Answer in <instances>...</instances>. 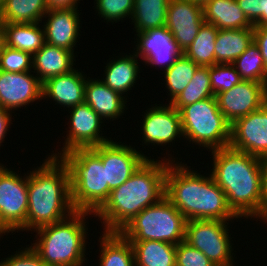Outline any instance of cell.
<instances>
[{"label":"cell","mask_w":267,"mask_h":266,"mask_svg":"<svg viewBox=\"0 0 267 266\" xmlns=\"http://www.w3.org/2000/svg\"><path fill=\"white\" fill-rule=\"evenodd\" d=\"M4 45H5L4 28H3V23L0 21V52L2 51Z\"/></svg>","instance_id":"obj_45"},{"label":"cell","mask_w":267,"mask_h":266,"mask_svg":"<svg viewBox=\"0 0 267 266\" xmlns=\"http://www.w3.org/2000/svg\"><path fill=\"white\" fill-rule=\"evenodd\" d=\"M253 26H267V0H236Z\"/></svg>","instance_id":"obj_39"},{"label":"cell","mask_w":267,"mask_h":266,"mask_svg":"<svg viewBox=\"0 0 267 266\" xmlns=\"http://www.w3.org/2000/svg\"><path fill=\"white\" fill-rule=\"evenodd\" d=\"M229 146L261 159L267 158V102L231 124Z\"/></svg>","instance_id":"obj_14"},{"label":"cell","mask_w":267,"mask_h":266,"mask_svg":"<svg viewBox=\"0 0 267 266\" xmlns=\"http://www.w3.org/2000/svg\"><path fill=\"white\" fill-rule=\"evenodd\" d=\"M211 176L224 191L229 207L239 217L263 220L262 159L230 146L211 151Z\"/></svg>","instance_id":"obj_2"},{"label":"cell","mask_w":267,"mask_h":266,"mask_svg":"<svg viewBox=\"0 0 267 266\" xmlns=\"http://www.w3.org/2000/svg\"><path fill=\"white\" fill-rule=\"evenodd\" d=\"M176 162V163H175ZM179 161L170 162L165 175V197L188 220L239 218L229 207L224 191L212 178L189 169ZM187 166V167H186Z\"/></svg>","instance_id":"obj_3"},{"label":"cell","mask_w":267,"mask_h":266,"mask_svg":"<svg viewBox=\"0 0 267 266\" xmlns=\"http://www.w3.org/2000/svg\"><path fill=\"white\" fill-rule=\"evenodd\" d=\"M136 40L134 53L154 67L163 66L166 70L183 54L166 27L138 33Z\"/></svg>","instance_id":"obj_16"},{"label":"cell","mask_w":267,"mask_h":266,"mask_svg":"<svg viewBox=\"0 0 267 266\" xmlns=\"http://www.w3.org/2000/svg\"><path fill=\"white\" fill-rule=\"evenodd\" d=\"M59 157L69 172L73 208L95 214L111 193L101 158L91 148H76Z\"/></svg>","instance_id":"obj_6"},{"label":"cell","mask_w":267,"mask_h":266,"mask_svg":"<svg viewBox=\"0 0 267 266\" xmlns=\"http://www.w3.org/2000/svg\"><path fill=\"white\" fill-rule=\"evenodd\" d=\"M96 9L106 22L116 23L124 18H131L134 0H95Z\"/></svg>","instance_id":"obj_36"},{"label":"cell","mask_w":267,"mask_h":266,"mask_svg":"<svg viewBox=\"0 0 267 266\" xmlns=\"http://www.w3.org/2000/svg\"><path fill=\"white\" fill-rule=\"evenodd\" d=\"M37 23H3L4 39L7 47L37 53L46 43L45 32Z\"/></svg>","instance_id":"obj_26"},{"label":"cell","mask_w":267,"mask_h":266,"mask_svg":"<svg viewBox=\"0 0 267 266\" xmlns=\"http://www.w3.org/2000/svg\"><path fill=\"white\" fill-rule=\"evenodd\" d=\"M254 42L261 51L267 71V26H254Z\"/></svg>","instance_id":"obj_41"},{"label":"cell","mask_w":267,"mask_h":266,"mask_svg":"<svg viewBox=\"0 0 267 266\" xmlns=\"http://www.w3.org/2000/svg\"><path fill=\"white\" fill-rule=\"evenodd\" d=\"M204 23L203 6L190 0H169L165 27L182 53L191 45Z\"/></svg>","instance_id":"obj_15"},{"label":"cell","mask_w":267,"mask_h":266,"mask_svg":"<svg viewBox=\"0 0 267 266\" xmlns=\"http://www.w3.org/2000/svg\"><path fill=\"white\" fill-rule=\"evenodd\" d=\"M209 77L214 95L230 90L243 81L232 64H214L210 66Z\"/></svg>","instance_id":"obj_35"},{"label":"cell","mask_w":267,"mask_h":266,"mask_svg":"<svg viewBox=\"0 0 267 266\" xmlns=\"http://www.w3.org/2000/svg\"><path fill=\"white\" fill-rule=\"evenodd\" d=\"M183 138L209 151L228 147L231 124L218 108L216 97H210L179 110Z\"/></svg>","instance_id":"obj_8"},{"label":"cell","mask_w":267,"mask_h":266,"mask_svg":"<svg viewBox=\"0 0 267 266\" xmlns=\"http://www.w3.org/2000/svg\"><path fill=\"white\" fill-rule=\"evenodd\" d=\"M196 4H199L201 6H204L209 0H190Z\"/></svg>","instance_id":"obj_46"},{"label":"cell","mask_w":267,"mask_h":266,"mask_svg":"<svg viewBox=\"0 0 267 266\" xmlns=\"http://www.w3.org/2000/svg\"><path fill=\"white\" fill-rule=\"evenodd\" d=\"M74 52L45 43L32 55V69L37 78L44 83L47 79L63 75L75 69Z\"/></svg>","instance_id":"obj_22"},{"label":"cell","mask_w":267,"mask_h":266,"mask_svg":"<svg viewBox=\"0 0 267 266\" xmlns=\"http://www.w3.org/2000/svg\"><path fill=\"white\" fill-rule=\"evenodd\" d=\"M32 71L12 73L0 70V107L12 112L42 100L43 83Z\"/></svg>","instance_id":"obj_18"},{"label":"cell","mask_w":267,"mask_h":266,"mask_svg":"<svg viewBox=\"0 0 267 266\" xmlns=\"http://www.w3.org/2000/svg\"><path fill=\"white\" fill-rule=\"evenodd\" d=\"M99 266H135L132 244L119 232H102ZM101 239V241H100Z\"/></svg>","instance_id":"obj_27"},{"label":"cell","mask_w":267,"mask_h":266,"mask_svg":"<svg viewBox=\"0 0 267 266\" xmlns=\"http://www.w3.org/2000/svg\"><path fill=\"white\" fill-rule=\"evenodd\" d=\"M209 67L199 66L187 87L170 104L178 111L189 104L214 97Z\"/></svg>","instance_id":"obj_32"},{"label":"cell","mask_w":267,"mask_h":266,"mask_svg":"<svg viewBox=\"0 0 267 266\" xmlns=\"http://www.w3.org/2000/svg\"><path fill=\"white\" fill-rule=\"evenodd\" d=\"M126 100L125 96L110 89L100 79L87 78L84 102L103 120H115L123 115L125 108L127 109Z\"/></svg>","instance_id":"obj_21"},{"label":"cell","mask_w":267,"mask_h":266,"mask_svg":"<svg viewBox=\"0 0 267 266\" xmlns=\"http://www.w3.org/2000/svg\"><path fill=\"white\" fill-rule=\"evenodd\" d=\"M70 125L65 142L60 153H53L51 156L59 157L65 152L76 148H91L110 141L100 134L103 119L86 103L83 102L69 108Z\"/></svg>","instance_id":"obj_12"},{"label":"cell","mask_w":267,"mask_h":266,"mask_svg":"<svg viewBox=\"0 0 267 266\" xmlns=\"http://www.w3.org/2000/svg\"><path fill=\"white\" fill-rule=\"evenodd\" d=\"M261 190L263 199V221L267 223V158L261 161Z\"/></svg>","instance_id":"obj_42"},{"label":"cell","mask_w":267,"mask_h":266,"mask_svg":"<svg viewBox=\"0 0 267 266\" xmlns=\"http://www.w3.org/2000/svg\"><path fill=\"white\" fill-rule=\"evenodd\" d=\"M215 97L221 113L233 124L237 119L257 111L267 102V86L261 82L243 80Z\"/></svg>","instance_id":"obj_13"},{"label":"cell","mask_w":267,"mask_h":266,"mask_svg":"<svg viewBox=\"0 0 267 266\" xmlns=\"http://www.w3.org/2000/svg\"><path fill=\"white\" fill-rule=\"evenodd\" d=\"M46 158L40 167L27 173L28 231L59 222L75 212L66 164L60 157Z\"/></svg>","instance_id":"obj_4"},{"label":"cell","mask_w":267,"mask_h":266,"mask_svg":"<svg viewBox=\"0 0 267 266\" xmlns=\"http://www.w3.org/2000/svg\"><path fill=\"white\" fill-rule=\"evenodd\" d=\"M78 11L77 8L49 9L44 15L48 19L42 25L45 42L74 52L81 31Z\"/></svg>","instance_id":"obj_19"},{"label":"cell","mask_w":267,"mask_h":266,"mask_svg":"<svg viewBox=\"0 0 267 266\" xmlns=\"http://www.w3.org/2000/svg\"><path fill=\"white\" fill-rule=\"evenodd\" d=\"M0 70L12 73L31 71L32 55L4 45L0 52Z\"/></svg>","instance_id":"obj_37"},{"label":"cell","mask_w":267,"mask_h":266,"mask_svg":"<svg viewBox=\"0 0 267 266\" xmlns=\"http://www.w3.org/2000/svg\"><path fill=\"white\" fill-rule=\"evenodd\" d=\"M198 67L193 60L182 54L171 67L164 70V81L170 96L169 103L187 87Z\"/></svg>","instance_id":"obj_33"},{"label":"cell","mask_w":267,"mask_h":266,"mask_svg":"<svg viewBox=\"0 0 267 266\" xmlns=\"http://www.w3.org/2000/svg\"><path fill=\"white\" fill-rule=\"evenodd\" d=\"M228 224L222 220H188L184 242L201 251L215 266H234Z\"/></svg>","instance_id":"obj_9"},{"label":"cell","mask_w":267,"mask_h":266,"mask_svg":"<svg viewBox=\"0 0 267 266\" xmlns=\"http://www.w3.org/2000/svg\"><path fill=\"white\" fill-rule=\"evenodd\" d=\"M133 55L121 56L118 59H112L105 67V78L101 81L113 91L118 92L122 96L131 90L136 80L140 69L138 65V57L133 52Z\"/></svg>","instance_id":"obj_25"},{"label":"cell","mask_w":267,"mask_h":266,"mask_svg":"<svg viewBox=\"0 0 267 266\" xmlns=\"http://www.w3.org/2000/svg\"><path fill=\"white\" fill-rule=\"evenodd\" d=\"M46 0H4L0 6L2 23H42L48 11Z\"/></svg>","instance_id":"obj_29"},{"label":"cell","mask_w":267,"mask_h":266,"mask_svg":"<svg viewBox=\"0 0 267 266\" xmlns=\"http://www.w3.org/2000/svg\"><path fill=\"white\" fill-rule=\"evenodd\" d=\"M205 23L217 29H243L254 27L236 0H209L203 6Z\"/></svg>","instance_id":"obj_23"},{"label":"cell","mask_w":267,"mask_h":266,"mask_svg":"<svg viewBox=\"0 0 267 266\" xmlns=\"http://www.w3.org/2000/svg\"><path fill=\"white\" fill-rule=\"evenodd\" d=\"M48 9L78 8L80 0H46Z\"/></svg>","instance_id":"obj_44"},{"label":"cell","mask_w":267,"mask_h":266,"mask_svg":"<svg viewBox=\"0 0 267 266\" xmlns=\"http://www.w3.org/2000/svg\"><path fill=\"white\" fill-rule=\"evenodd\" d=\"M0 266H47L39 254L30 246L16 251L5 260L0 261Z\"/></svg>","instance_id":"obj_40"},{"label":"cell","mask_w":267,"mask_h":266,"mask_svg":"<svg viewBox=\"0 0 267 266\" xmlns=\"http://www.w3.org/2000/svg\"><path fill=\"white\" fill-rule=\"evenodd\" d=\"M135 266H176V245L163 241H130Z\"/></svg>","instance_id":"obj_28"},{"label":"cell","mask_w":267,"mask_h":266,"mask_svg":"<svg viewBox=\"0 0 267 266\" xmlns=\"http://www.w3.org/2000/svg\"><path fill=\"white\" fill-rule=\"evenodd\" d=\"M187 220L164 196L137 214L119 233L129 241H163L178 245L184 241Z\"/></svg>","instance_id":"obj_7"},{"label":"cell","mask_w":267,"mask_h":266,"mask_svg":"<svg viewBox=\"0 0 267 266\" xmlns=\"http://www.w3.org/2000/svg\"><path fill=\"white\" fill-rule=\"evenodd\" d=\"M86 211H75L69 217L36 229L31 247L47 266H82L85 260L88 226ZM38 235V236H37ZM37 241V242H36Z\"/></svg>","instance_id":"obj_5"},{"label":"cell","mask_w":267,"mask_h":266,"mask_svg":"<svg viewBox=\"0 0 267 266\" xmlns=\"http://www.w3.org/2000/svg\"><path fill=\"white\" fill-rule=\"evenodd\" d=\"M232 65L240 74L242 80L261 82L267 86V71L261 51L253 41Z\"/></svg>","instance_id":"obj_34"},{"label":"cell","mask_w":267,"mask_h":266,"mask_svg":"<svg viewBox=\"0 0 267 266\" xmlns=\"http://www.w3.org/2000/svg\"><path fill=\"white\" fill-rule=\"evenodd\" d=\"M28 175L9 170L0 163V236L27 232Z\"/></svg>","instance_id":"obj_10"},{"label":"cell","mask_w":267,"mask_h":266,"mask_svg":"<svg viewBox=\"0 0 267 266\" xmlns=\"http://www.w3.org/2000/svg\"><path fill=\"white\" fill-rule=\"evenodd\" d=\"M73 69L71 72L47 79L43 83L42 98H51L55 104L71 108L84 102L87 76Z\"/></svg>","instance_id":"obj_20"},{"label":"cell","mask_w":267,"mask_h":266,"mask_svg":"<svg viewBox=\"0 0 267 266\" xmlns=\"http://www.w3.org/2000/svg\"><path fill=\"white\" fill-rule=\"evenodd\" d=\"M254 41V27L218 29L215 40L217 64H232Z\"/></svg>","instance_id":"obj_24"},{"label":"cell","mask_w":267,"mask_h":266,"mask_svg":"<svg viewBox=\"0 0 267 266\" xmlns=\"http://www.w3.org/2000/svg\"><path fill=\"white\" fill-rule=\"evenodd\" d=\"M161 105L148 108L142 120V141L146 146L157 144L163 147L183 136L179 111L170 103Z\"/></svg>","instance_id":"obj_17"},{"label":"cell","mask_w":267,"mask_h":266,"mask_svg":"<svg viewBox=\"0 0 267 266\" xmlns=\"http://www.w3.org/2000/svg\"><path fill=\"white\" fill-rule=\"evenodd\" d=\"M218 29L208 23H204L196 38L183 54L193 60L198 66L210 67L217 64L215 61V40Z\"/></svg>","instance_id":"obj_31"},{"label":"cell","mask_w":267,"mask_h":266,"mask_svg":"<svg viewBox=\"0 0 267 266\" xmlns=\"http://www.w3.org/2000/svg\"><path fill=\"white\" fill-rule=\"evenodd\" d=\"M113 140L91 147L101 158L105 168L106 182L112 191L126 182L149 157L135 147Z\"/></svg>","instance_id":"obj_11"},{"label":"cell","mask_w":267,"mask_h":266,"mask_svg":"<svg viewBox=\"0 0 267 266\" xmlns=\"http://www.w3.org/2000/svg\"><path fill=\"white\" fill-rule=\"evenodd\" d=\"M11 111L2 109L0 107V146L1 143H4L5 136L7 135V131L10 128V124L12 121Z\"/></svg>","instance_id":"obj_43"},{"label":"cell","mask_w":267,"mask_h":266,"mask_svg":"<svg viewBox=\"0 0 267 266\" xmlns=\"http://www.w3.org/2000/svg\"><path fill=\"white\" fill-rule=\"evenodd\" d=\"M169 0H134L131 20L136 33L165 27Z\"/></svg>","instance_id":"obj_30"},{"label":"cell","mask_w":267,"mask_h":266,"mask_svg":"<svg viewBox=\"0 0 267 266\" xmlns=\"http://www.w3.org/2000/svg\"><path fill=\"white\" fill-rule=\"evenodd\" d=\"M176 266H215L201 251L181 242L176 245Z\"/></svg>","instance_id":"obj_38"},{"label":"cell","mask_w":267,"mask_h":266,"mask_svg":"<svg viewBox=\"0 0 267 266\" xmlns=\"http://www.w3.org/2000/svg\"><path fill=\"white\" fill-rule=\"evenodd\" d=\"M171 159L172 156L158 161L147 159L126 182L111 191L94 214L103 223V232H119L137 214L165 196V175L174 160Z\"/></svg>","instance_id":"obj_1"}]
</instances>
